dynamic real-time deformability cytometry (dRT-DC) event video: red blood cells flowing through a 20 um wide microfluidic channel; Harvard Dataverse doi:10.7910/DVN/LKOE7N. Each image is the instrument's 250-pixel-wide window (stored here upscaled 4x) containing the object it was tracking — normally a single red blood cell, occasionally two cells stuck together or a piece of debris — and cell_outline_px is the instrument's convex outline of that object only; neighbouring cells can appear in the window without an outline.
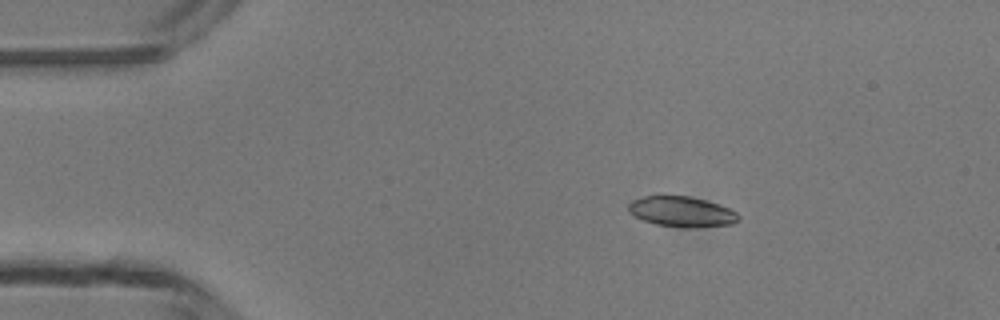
{"species": "common noctule bat (a hibernating species)", "species_latin": "Nyctalus noctula", "temperature_condition": "room temperature", "stored_images_in_passage": 5, "camera_frame_rate_fps": 3000, "um_per_image_px": 0.085, "animal": {"sex": "male", "body_mass_g": 13.3}, "frame": {"image": 1, "passage_image": 2, "time_ms": 2.0, "image_size_px": [1000, 320], "cell_outline_px": [[740, 220], [732, 224], [688, 228], [684, 228], [656, 224], [644, 220], [628, 212], [628, 204], [632, 200], [656, 192], [660, 192], [688, 196], [704, 200], [728, 208], [736, 212], [740, 216]], "centroid_in_image_um": [57.88, 17.95], "position_along_channel_um": 27.1, "area_um2": 20.0}}
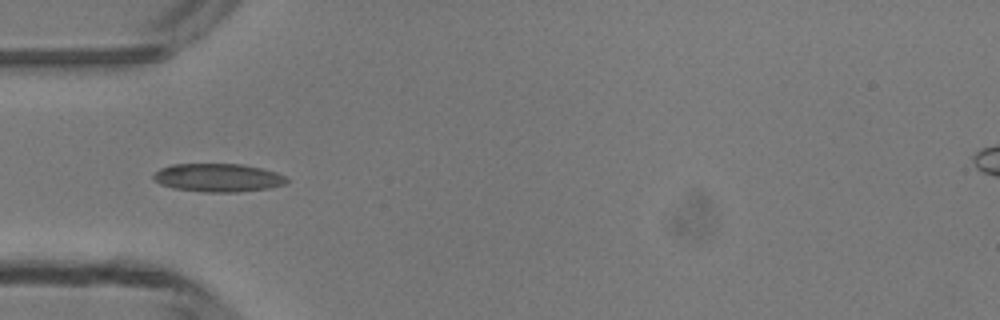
{"frame": {"image": 2, "passage_image": 4, "time_ms": 4.333, "image_size_px": [1000, 320], "cell_outline_px": [[288, 180], [284, 184], [268, 188], [236, 192], [204, 192], [172, 188], [160, 184], [152, 176], [160, 168], [172, 164], [240, 164], [260, 168], [276, 172], [284, 176]], "centroid_in_image_um": [18.5, 15.1], "position_along_channel_um": 66.5, "area_um2": 21.79}}
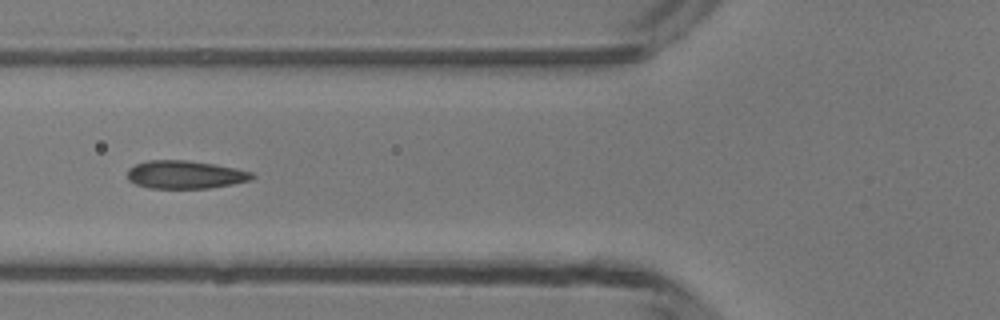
{"frame": {"image": 3, "passage_image": 5, "time_ms": 5.333, "image_size_px": [1000, 320], "cell_outline_px": [[256, 176], [252, 180], [232, 184], [208, 188], [148, 188], [136, 184], [128, 180], [128, 168], [136, 164], [148, 160], [188, 160], [216, 164], [236, 168], [252, 172]], "centroid_in_image_um": [15.76, 14.84], "position_along_channel_um": 110.0, "area_um2": 20.52}}